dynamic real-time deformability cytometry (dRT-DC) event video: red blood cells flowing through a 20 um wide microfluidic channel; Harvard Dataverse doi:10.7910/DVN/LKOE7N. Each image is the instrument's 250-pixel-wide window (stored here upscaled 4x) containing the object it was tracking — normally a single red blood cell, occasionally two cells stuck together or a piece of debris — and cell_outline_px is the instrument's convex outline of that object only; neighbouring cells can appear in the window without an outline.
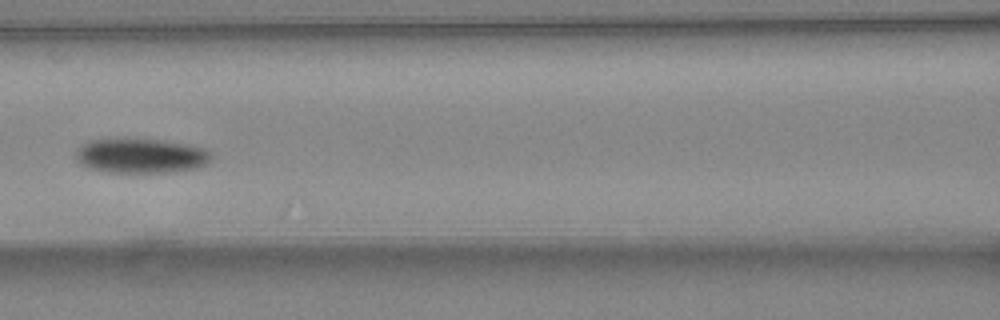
{"species": "common noctule bat (a hibernating species)", "species_latin": "Nyctalus noctula", "temperature_condition": "warm", "stored_images_in_passage": 5, "camera_frame_rate_fps": 3000, "um_per_image_px": 0.085, "animal": {"sex": "female", "body_mass_g": 24.6, "forearm_length_mm": 56.2}, "frame": {"image": 1, "passage_image": 4, "time_ms": 1.0, "image_size_px": [1000, 320], "cell_outline_px": [[212, 156], [208, 164], [196, 168], [172, 172], [108, 172], [88, 168], [80, 164], [76, 160], [76, 152], [84, 144], [92, 140], [124, 136], [164, 140], [188, 144], [204, 148]], "centroid_in_image_um": [11.97, 13.21], "position_along_channel_um": 154.6, "area_um2": 28.03}}
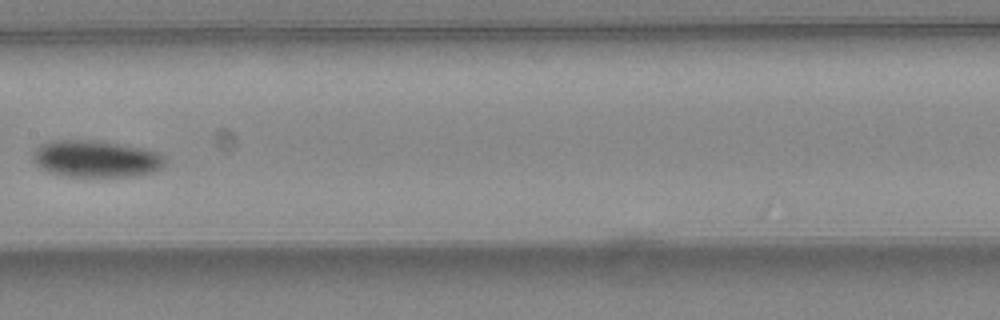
{"frame": {"image": 2, "passage_image": 5, "time_ms": 1.333, "image_size_px": [1000, 320], "cell_outline_px": [[164, 168], [152, 172], [132, 176], [64, 176], [48, 172], [40, 168], [32, 160], [32, 152], [40, 144], [52, 140], [96, 140], [140, 148], [160, 152], [164, 156]], "centroid_in_image_um": [8.12, 13.5], "position_along_channel_um": 199.3, "area_um2": 28.5}}